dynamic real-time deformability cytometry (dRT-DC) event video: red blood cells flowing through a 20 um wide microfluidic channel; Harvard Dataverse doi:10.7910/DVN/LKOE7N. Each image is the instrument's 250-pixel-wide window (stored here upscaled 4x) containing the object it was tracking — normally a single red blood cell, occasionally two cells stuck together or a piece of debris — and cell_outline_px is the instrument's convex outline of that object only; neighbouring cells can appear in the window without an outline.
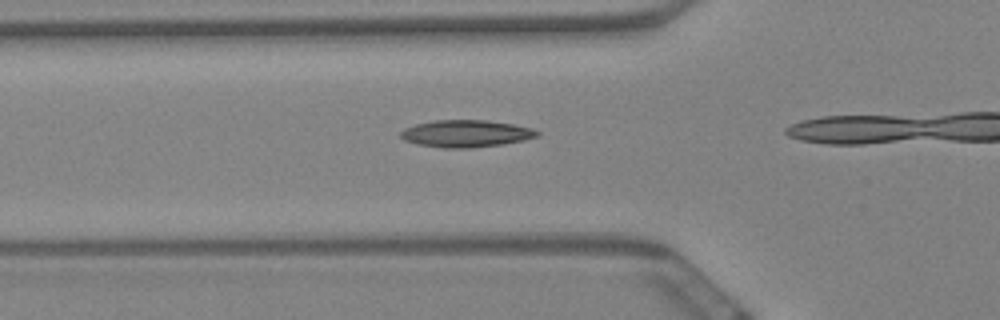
{"species": "Egyptian fruit bat (a non-hibernating species)", "species_latin": "Rousettus aegyptiacus", "temperature_condition": "warm", "stored_images_in_passage": 6, "camera_frame_rate_fps": 3000, "um_per_image_px": 0.085, "animal": {"sex": "female"}, "frame": {"image": 1, "passage_image": 4, "time_ms": 1.0, "image_size_px": [1000, 320], "cell_outline_px": [[540, 136], [524, 140], [500, 144], [468, 148], [444, 148], [420, 144], [404, 140], [400, 136], [400, 132], [404, 128], [416, 124], [432, 120], [488, 120], [512, 124], [532, 128], [540, 132]], "centroid_in_image_um": [39.61, 11.34], "position_along_channel_um": 86.2, "area_um2": 21.5}}